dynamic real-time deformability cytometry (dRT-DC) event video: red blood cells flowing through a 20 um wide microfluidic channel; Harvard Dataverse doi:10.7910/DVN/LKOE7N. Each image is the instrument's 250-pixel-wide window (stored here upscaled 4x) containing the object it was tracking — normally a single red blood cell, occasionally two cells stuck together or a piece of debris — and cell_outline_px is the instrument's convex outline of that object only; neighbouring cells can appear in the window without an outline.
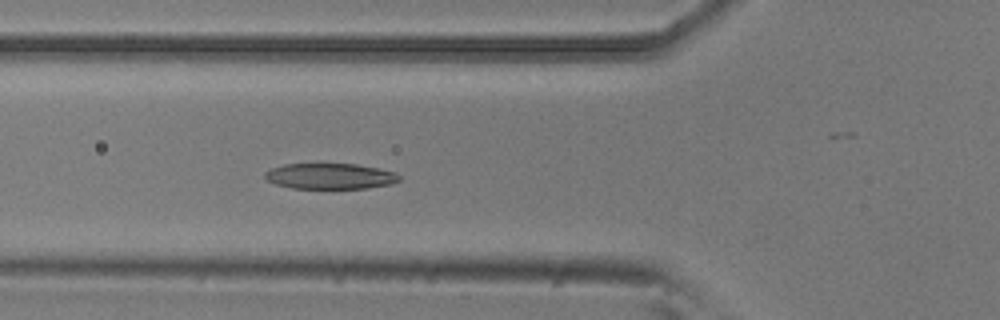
{"species": "common noctule bat (a hibernating species)", "species_latin": "Nyctalus noctula", "temperature_condition": "room temperature", "stored_images_in_passage": 5, "camera_frame_rate_fps": 3000, "um_per_image_px": 0.085, "animal": {"sex": "male", "body_mass_g": 20.5, "forearm_length_mm": 52.5}, "frame": {"image": 1, "passage_image": 5, "time_ms": 1.333, "image_size_px": [1000, 320], "cell_outline_px": [[400, 180], [392, 184], [368, 188], [292, 188], [276, 184], [268, 180], [264, 176], [264, 172], [272, 168], [284, 164], [356, 164], [380, 168], [396, 172], [400, 176]], "centroid_in_image_um": [28.1, 14.97], "position_along_channel_um": 97.7, "area_um2": 20.17}}